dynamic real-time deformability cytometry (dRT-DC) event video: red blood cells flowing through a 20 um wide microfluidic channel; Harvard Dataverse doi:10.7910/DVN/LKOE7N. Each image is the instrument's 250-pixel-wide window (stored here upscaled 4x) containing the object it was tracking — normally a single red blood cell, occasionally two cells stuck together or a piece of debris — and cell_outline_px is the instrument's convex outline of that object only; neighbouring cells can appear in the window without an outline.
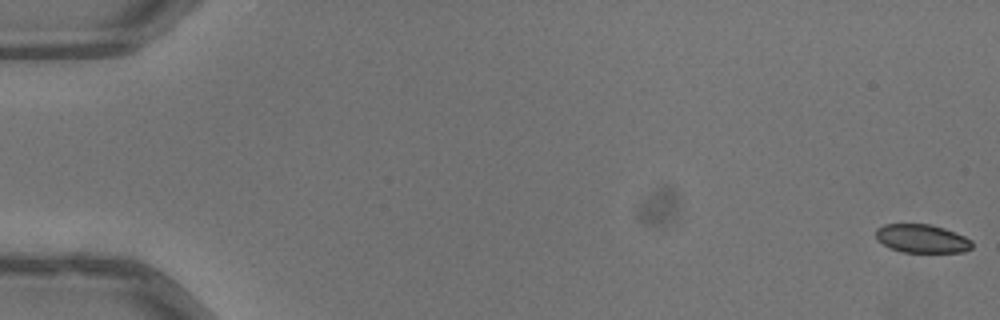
{"species": "common noctule bat (a hibernating species)", "species_latin": "Nyctalus noctula", "temperature_condition": "warm", "stored_images_in_passage": 53, "camera_frame_rate_fps": 3000, "um_per_image_px": 0.085, "animal": {"sex": "male", "body_mass_g": 13.3}, "frame": {"image": 1, "passage_image": 1, "time_ms": 0.0, "image_size_px": [1000, 320], "cell_outline_px": [[972, 248], [964, 252], [904, 252], [892, 248], [884, 244], [876, 236], [876, 228], [884, 224], [932, 224], [944, 228], [964, 236], [972, 240]], "centroid_in_image_um": [78.4, 20.27], "position_along_channel_um": 6.6, "area_um2": 15.84}}
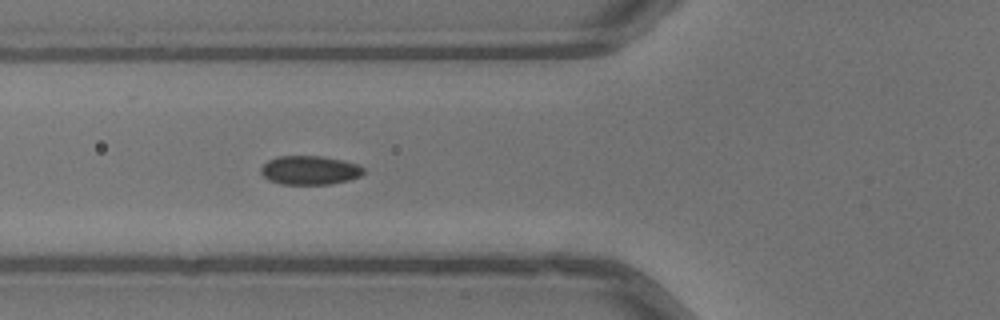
{"frame": {"image": 2, "passage_image": 21, "time_ms": 6.667, "image_size_px": [1000, 320], "cell_outline_px": [[364, 172], [360, 176], [348, 180], [332, 184], [280, 184], [268, 180], [260, 172], [260, 168], [268, 160], [280, 156], [320, 156], [344, 160], [360, 164], [364, 168]], "centroid_in_image_um": [26.34, 14.47], "position_along_channel_um": 99.5, "area_um2": 17.4}}
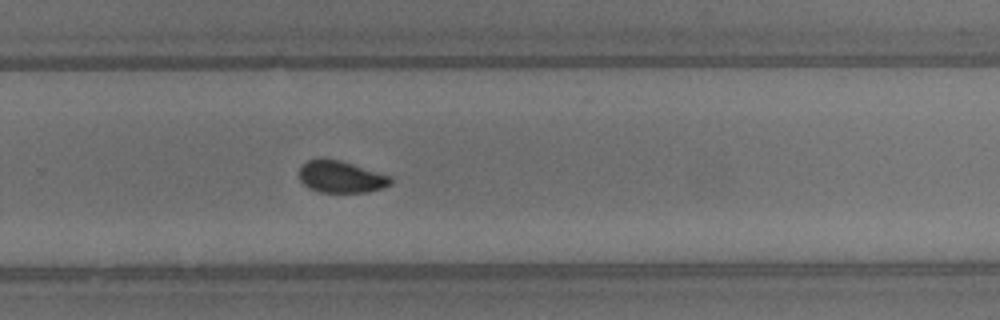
{"frame": {"image": 3, "passage_image": 36, "time_ms": 11.667, "image_size_px": [1000, 320], "cell_outline_px": [[392, 184], [384, 188], [368, 192], [320, 192], [304, 184], [300, 180], [300, 168], [308, 160], [320, 156], [340, 160], [392, 176]], "centroid_in_image_um": [29.02, 15.01], "position_along_channel_um": 300.8, "area_um2": 17.17}, "authors_computed_cell_mechanics": {"area_um2": 17.34, "velocity_mm_per_s": 4.0335, "shape_relaxation_time_tau1_ms": 4.544, "shape_relaxation_time_tau2_ms": 1.4419, "deformation_change_tau1": 0.0932, "deformation_change_tau2": 0.0278}}